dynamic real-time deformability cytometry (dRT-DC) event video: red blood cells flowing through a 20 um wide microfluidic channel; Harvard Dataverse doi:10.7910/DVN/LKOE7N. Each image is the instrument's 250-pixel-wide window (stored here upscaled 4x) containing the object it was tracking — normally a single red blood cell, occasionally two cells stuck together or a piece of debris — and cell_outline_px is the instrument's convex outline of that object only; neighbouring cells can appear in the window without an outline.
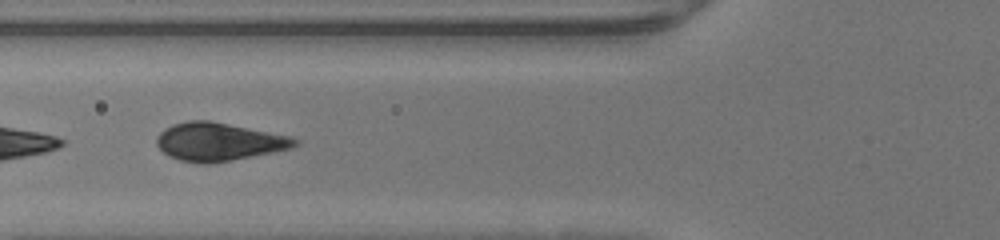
{"species": "human", "species_latin": "Homo sapiens", "temperature_condition": "warm", "stored_images_in_passage": 27, "segment_of_instrument_passage": [2, 2], "camera_frame_rate_fps": 3000, "um_per_image_px": 0.085, "donor": {"sex": "male"}, "frame": {"image": 1, "passage_image": 17, "time_ms": 5.333, "image_size_px": [1000, 240], "cell_outline_px": [[300, 144], [292, 148], [232, 160], [208, 164], [204, 164], [180, 160], [168, 156], [156, 144], [156, 136], [164, 128], [172, 124], [188, 120], [208, 120], [288, 136], [300, 140]], "centroid_in_image_um": [18.55, 12.05], "position_along_channel_um": 107.2, "area_um2": 30.52}}
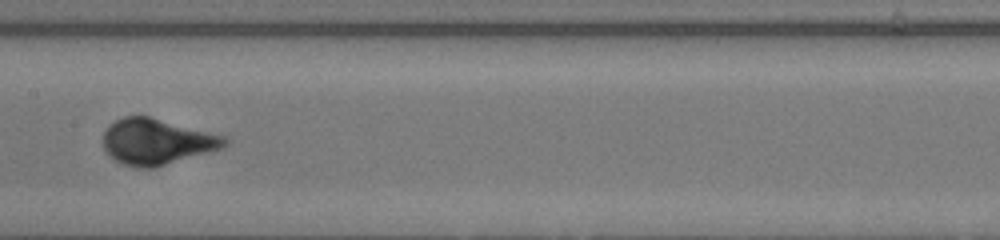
{"frame": {"image": 2, "passage_image": 23, "time_ms": 7.333, "image_size_px": [1000, 240], "cell_outline_px": [[232, 140], [224, 148], [156, 168], [136, 168], [124, 164], [116, 160], [104, 148], [104, 132], [108, 124], [124, 116], [148, 116], [224, 136]], "centroid_in_image_um": [13.36, 12.05], "position_along_channel_um": 194.0, "area_um2": 32.48}}